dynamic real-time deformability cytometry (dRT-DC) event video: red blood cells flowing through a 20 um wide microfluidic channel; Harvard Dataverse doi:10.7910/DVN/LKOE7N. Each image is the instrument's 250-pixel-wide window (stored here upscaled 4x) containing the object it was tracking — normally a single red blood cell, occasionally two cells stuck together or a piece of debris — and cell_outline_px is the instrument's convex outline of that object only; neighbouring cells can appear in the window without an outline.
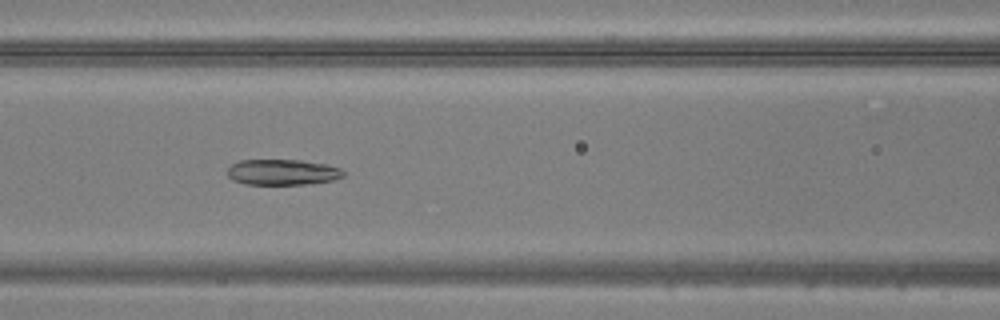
{"species": "common noctule bat (a hibernating species)", "species_latin": "Nyctalus noctula", "temperature_condition": "warm", "stored_images_in_passage": 36, "camera_frame_rate_fps": 3000, "um_per_image_px": 0.085, "animal": {"sex": "male", "body_mass_g": 20.5, "forearm_length_mm": 52.5}, "frame": {"image": 1, "passage_image": 8, "time_ms": 2.333, "image_size_px": [1000, 320], "cell_outline_px": [[344, 176], [332, 180], [304, 184], [244, 184], [232, 180], [228, 176], [228, 168], [232, 164], [240, 160], [300, 160], [324, 164], [340, 168], [344, 172]], "centroid_in_image_um": [23.98, 14.63], "position_along_channel_um": 142.6, "area_um2": 17.22}}
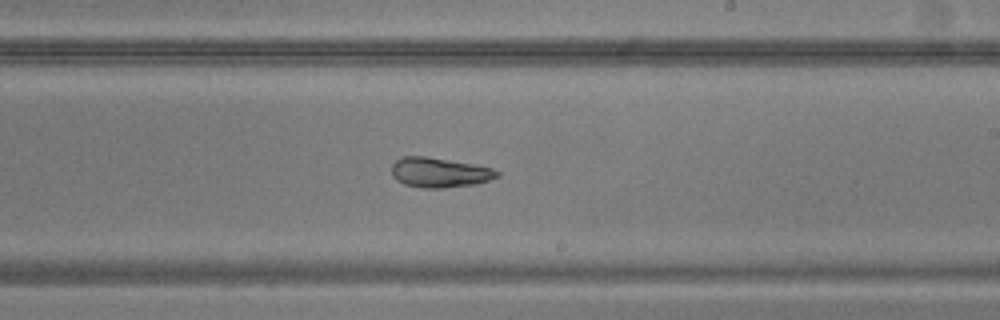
{"frame": {"image": 2, "passage_image": 16, "time_ms": 5.0, "image_size_px": [1000, 320], "cell_outline_px": [[500, 176], [476, 184], [444, 188], [424, 188], [404, 184], [396, 180], [392, 176], [392, 164], [396, 160], [404, 156], [424, 156], [476, 164], [492, 168], [500, 172]], "centroid_in_image_um": [37.36, 14.66], "position_along_channel_um": 251.6, "area_um2": 18.44}}
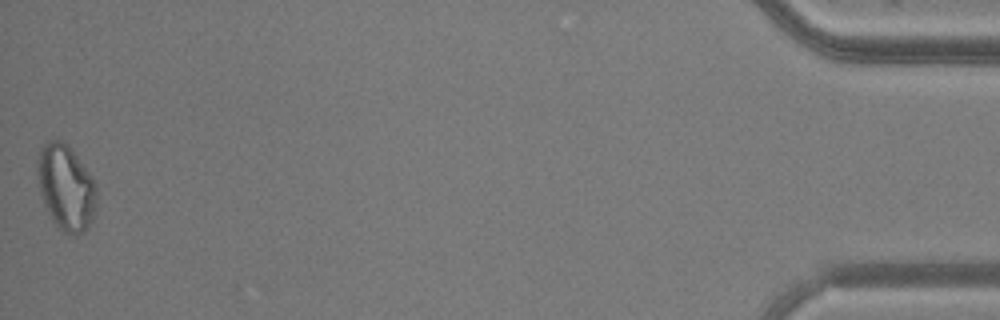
{"frame": {"image": 3, "passage_image": 36, "time_ms": 11.667, "image_size_px": [1000, 320], "cell_outline_px": [[96, 212], [92, 220], [84, 232], [76, 236], [72, 236], [56, 228], [44, 204], [40, 192], [36, 172], [36, 160], [40, 148], [48, 140], [60, 140], [68, 144], [92, 176], [96, 184]], "centroid_in_image_um": [5.6, 15.95], "position_along_channel_um": 429.6, "area_um2": 30.11}}